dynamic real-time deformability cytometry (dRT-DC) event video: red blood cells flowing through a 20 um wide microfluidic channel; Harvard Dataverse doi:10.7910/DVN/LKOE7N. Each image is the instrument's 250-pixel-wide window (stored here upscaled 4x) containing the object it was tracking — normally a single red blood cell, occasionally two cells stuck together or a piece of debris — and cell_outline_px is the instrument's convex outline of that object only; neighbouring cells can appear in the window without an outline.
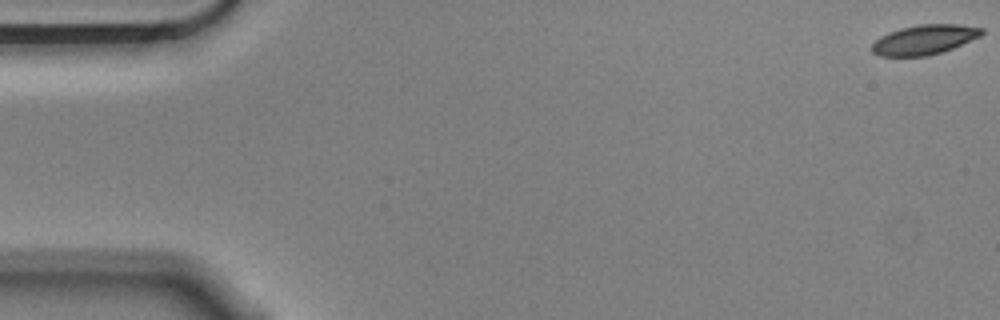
{"species": "Egyptian fruit bat (a non-hibernating species)", "species_latin": "Rousettus aegyptiacus", "temperature_condition": "cold", "stored_images_in_passage": 6, "camera_frame_rate_fps": 3000, "um_per_image_px": 0.085, "animal": {"sex": "male"}, "frame": {"image": 1, "passage_image": 1, "time_ms": 0.0, "image_size_px": [1000, 320], "cell_outline_px": [[984, 32], [980, 36], [952, 48], [928, 56], [880, 56], [872, 52], [872, 44], [880, 36], [888, 32], [900, 28], [916, 24], [960, 24], [984, 28]], "centroid_in_image_um": [78.56, 3.36], "position_along_channel_um": 6.4, "area_um2": 19.02}}
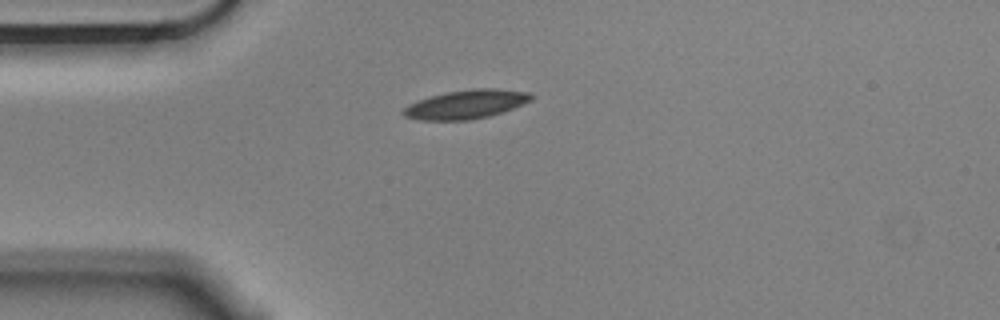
{"frame": {"image": 2, "passage_image": 5, "time_ms": 1.333, "image_size_px": [1000, 320], "cell_outline_px": [[536, 96], [532, 100], [504, 112], [488, 116], [468, 120], [420, 120], [404, 116], [400, 112], [408, 104], [432, 96], [448, 92], [472, 88], [496, 88], [532, 92]], "centroid_in_image_um": [39.68, 8.86], "position_along_channel_um": 45.3, "area_um2": 21.62}}
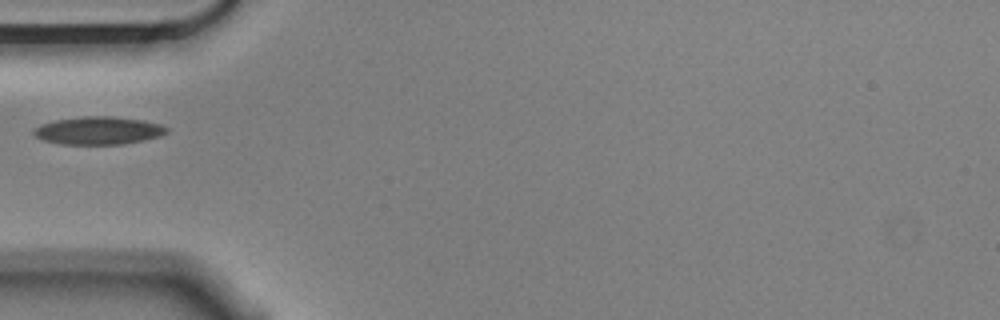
{"frame": {"image": 3, "passage_image": 6, "time_ms": 1.667, "image_size_px": [1000, 320], "cell_outline_px": [[168, 132], [160, 136], [144, 140], [124, 144], [60, 144], [44, 140], [36, 136], [32, 132], [40, 124], [56, 120], [84, 116], [112, 116], [144, 120], [160, 124], [168, 128]], "centroid_in_image_um": [8.39, 11.09], "position_along_channel_um": 76.6, "area_um2": 21.56}}